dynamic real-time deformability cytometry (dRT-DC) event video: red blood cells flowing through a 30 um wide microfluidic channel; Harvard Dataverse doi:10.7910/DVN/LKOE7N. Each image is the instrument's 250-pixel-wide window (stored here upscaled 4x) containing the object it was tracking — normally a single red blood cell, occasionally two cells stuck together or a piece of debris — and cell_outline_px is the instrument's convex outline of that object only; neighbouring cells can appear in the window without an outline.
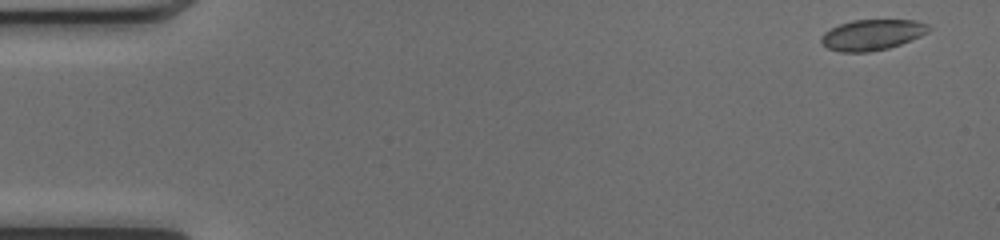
{"species": "common noctule bat (a hibernating species)", "species_latin": "Nyctalus noctula", "temperature_condition": "cold", "stored_images_in_passage": 49, "camera_frame_rate_fps": 3000, "um_per_image_px": 0.085, "animal": {"sex": "female", "body_mass_g": 17.0, "forearm_length_mm": 48.0}, "frame": {"image": 1, "passage_image": 1, "time_ms": 0.0, "image_size_px": [1000, 240], "cell_outline_px": [[932, 28], [928, 32], [920, 36], [900, 44], [888, 48], [868, 52], [840, 52], [828, 48], [820, 40], [820, 36], [824, 32], [840, 24], [852, 20], [916, 20], [928, 24]], "centroid_in_image_um": [74.14, 2.95], "position_along_channel_um": 10.9, "area_um2": 19.19}}
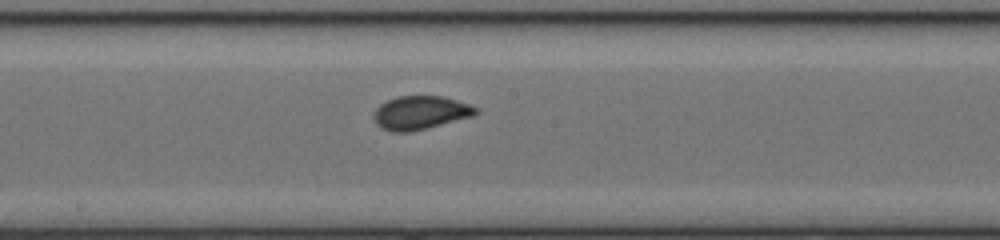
{"frame": {"image": 2, "passage_image": 26, "time_ms": 8.333, "image_size_px": [1000, 240], "cell_outline_px": [[480, 112], [472, 116], [408, 132], [392, 132], [376, 124], [372, 116], [376, 108], [380, 104], [396, 96], [444, 96], [468, 104], [476, 108]], "centroid_in_image_um": [35.69, 9.56], "position_along_channel_um": 212.5, "area_um2": 19.65}}
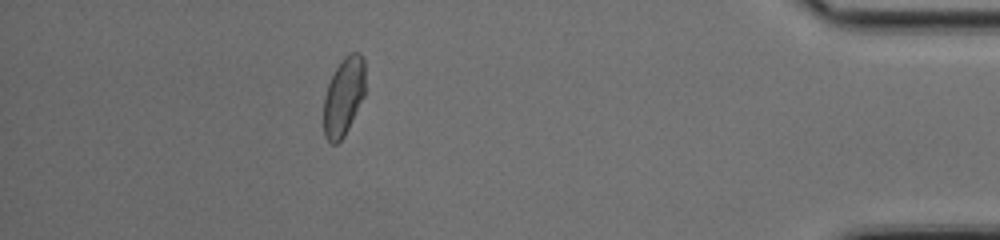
{"frame": {"image": 3, "passage_image": 44, "time_ms": 14.333, "image_size_px": [1000, 240], "cell_outline_px": [[364, 96], [344, 136], [336, 144], [332, 144], [324, 136], [324, 96], [328, 84], [336, 68], [344, 56], [348, 52], [360, 52], [364, 60]], "centroid_in_image_um": [29.2, 8.18], "position_along_channel_um": 406.0, "area_um2": 18.84}, "authors_computed_cell_mechanics": {"area_um2": 19.5364, "velocity_mm_per_s": 4.0835, "shape_relaxation_time_tau1_ms": 6.3117, "shape_relaxation_time_tau2_ms": null, "deformation_change_tau1": 0.1376, "deformation_change_tau2": null}}